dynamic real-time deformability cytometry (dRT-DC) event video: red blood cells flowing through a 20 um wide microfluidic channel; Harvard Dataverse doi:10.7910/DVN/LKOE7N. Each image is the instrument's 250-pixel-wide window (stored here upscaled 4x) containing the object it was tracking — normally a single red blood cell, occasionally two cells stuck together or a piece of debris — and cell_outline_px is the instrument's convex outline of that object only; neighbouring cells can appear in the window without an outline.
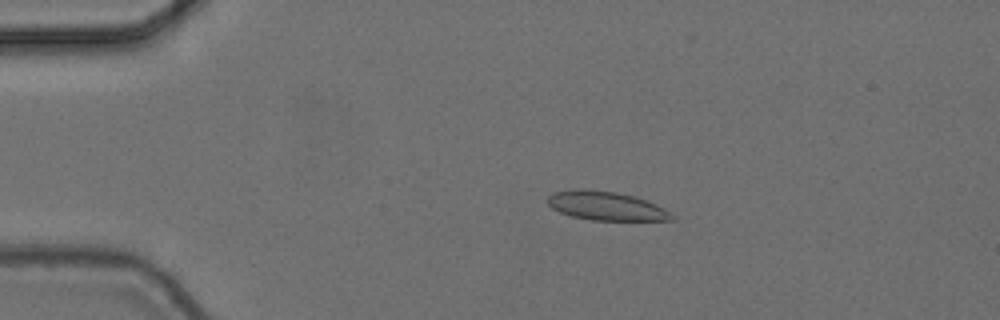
{"species": "common noctule bat (a hibernating species)", "species_latin": "Nyctalus noctula", "temperature_condition": "cold", "stored_images_in_passage": 8, "camera_frame_rate_fps": 3000, "um_per_image_px": 0.085, "animal": {"sex": "female", "body_mass_g": 24.6, "forearm_length_mm": 56.2}, "frame": {"image": 1, "passage_image": 4, "time_ms": 1.0, "image_size_px": [1000, 320], "cell_outline_px": [[676, 220], [592, 220], [572, 216], [560, 212], [552, 208], [544, 200], [548, 196], [556, 192], [584, 188], [616, 192], [636, 196], [656, 204], [664, 208], [676, 216]], "centroid_in_image_um": [51.54, 17.5], "position_along_channel_um": 33.5, "area_um2": 20.98}}
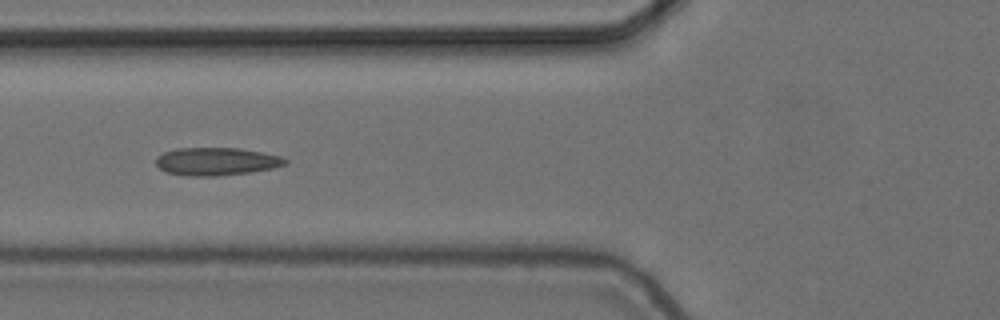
{"frame": {"image": 2, "passage_image": 6, "time_ms": 1.667, "image_size_px": [1000, 320], "cell_outline_px": [[288, 164], [272, 168], [248, 172], [216, 176], [184, 176], [168, 172], [160, 168], [156, 164], [156, 156], [164, 152], [176, 148], [240, 148], [280, 156], [288, 160]], "centroid_in_image_um": [18.37, 13.72], "position_along_channel_um": 107.4, "area_um2": 20.92}}
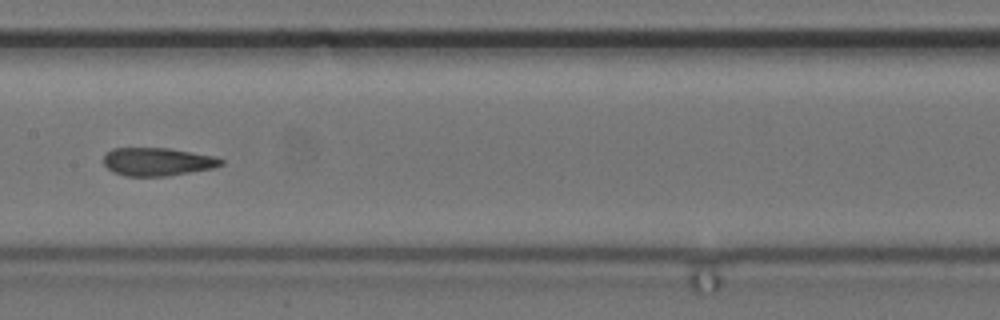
{"frame": {"image": 3, "passage_image": 8, "time_ms": 2.333, "image_size_px": [1000, 320], "cell_outline_px": [[224, 164], [212, 168], [168, 176], [124, 176], [112, 172], [104, 164], [104, 156], [112, 148], [168, 148], [216, 156], [224, 160]], "centroid_in_image_um": [13.39, 13.75], "position_along_channel_um": 194.0, "area_um2": 19.31}}